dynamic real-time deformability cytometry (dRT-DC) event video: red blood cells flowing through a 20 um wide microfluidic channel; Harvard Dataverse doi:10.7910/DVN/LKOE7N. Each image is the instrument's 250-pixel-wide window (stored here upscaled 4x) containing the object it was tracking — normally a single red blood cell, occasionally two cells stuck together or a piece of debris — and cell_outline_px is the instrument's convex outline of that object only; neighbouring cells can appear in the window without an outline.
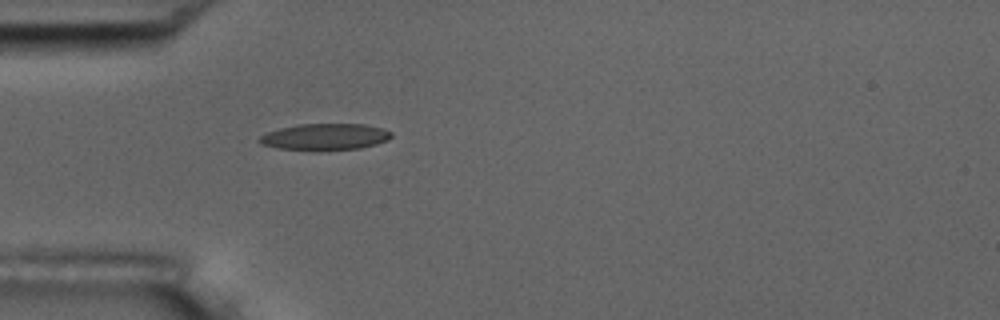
{"species": "common noctule bat (a hibernating species)", "species_latin": "Nyctalus noctula", "temperature_condition": "room temperature", "stored_images_in_passage": 1, "camera_frame_rate_fps": 3000, "um_per_image_px": 0.085, "animal": {"sex": "male", "body_mass_g": 17.5, "forearm_length_mm": 52.3}, "frame": {"image": 1, "passage_image": 1, "time_ms": 0.0, "image_size_px": [1000, 320], "cell_outline_px": [[392, 136], [388, 140], [376, 144], [360, 148], [320, 152], [312, 152], [276, 148], [260, 144], [256, 140], [260, 136], [268, 132], [280, 128], [300, 124], [364, 124], [380, 128], [392, 132]], "centroid_in_image_um": [27.58, 11.66], "position_along_channel_um": 57.4, "area_um2": 20.92}}